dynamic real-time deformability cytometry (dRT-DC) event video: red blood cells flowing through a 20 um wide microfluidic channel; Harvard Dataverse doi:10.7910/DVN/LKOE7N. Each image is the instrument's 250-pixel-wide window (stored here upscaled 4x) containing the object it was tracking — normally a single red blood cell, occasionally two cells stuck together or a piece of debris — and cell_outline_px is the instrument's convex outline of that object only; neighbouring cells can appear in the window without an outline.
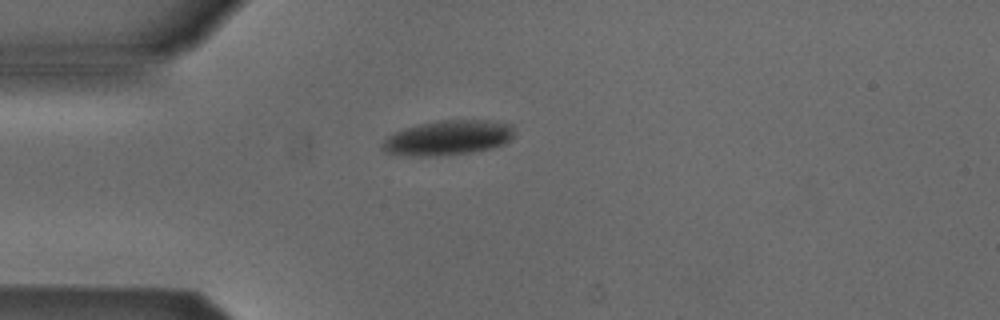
{"species": "Egyptian fruit bat (a non-hibernating species)", "species_latin": "Rousettus aegyptiacus", "temperature_condition": "cold", "stored_images_in_passage": 1, "camera_frame_rate_fps": 3000, "um_per_image_px": 0.085, "animal": {"sex": "male"}, "frame": {"image": 1, "passage_image": 1, "time_ms": 0.0, "image_size_px": [1000, 320], "cell_outline_px": [[512, 136], [504, 144], [472, 152], [428, 156], [420, 156], [388, 152], [384, 148], [384, 140], [392, 132], [404, 128], [420, 124], [440, 120], [492, 120], [512, 124]], "centroid_in_image_um": [38.1, 11.68], "position_along_channel_um": 46.9, "area_um2": 26.18}}